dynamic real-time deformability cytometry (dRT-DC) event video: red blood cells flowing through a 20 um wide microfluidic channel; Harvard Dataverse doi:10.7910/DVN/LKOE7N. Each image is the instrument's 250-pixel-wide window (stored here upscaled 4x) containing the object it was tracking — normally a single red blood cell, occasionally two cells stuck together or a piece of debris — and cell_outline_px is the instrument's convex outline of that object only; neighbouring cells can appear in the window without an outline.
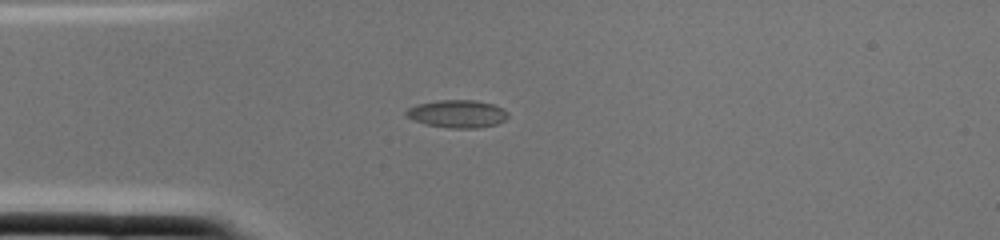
{"species": "common noctule bat (a hibernating species)", "species_latin": "Nyctalus noctula", "temperature_condition": "cold", "stored_images_in_passage": 1, "camera_frame_rate_fps": 3000, "um_per_image_px": 0.085, "animal": {"sex": "female", "body_mass_g": 22.0, "forearm_length_mm": 56.7}, "frame": {"image": 1, "passage_image": 1, "time_ms": 0.0, "image_size_px": [1000, 240], "cell_outline_px": [[508, 116], [504, 120], [496, 124], [476, 128], [448, 128], [424, 124], [404, 116], [404, 112], [408, 108], [416, 104], [436, 100], [476, 100], [492, 104], [508, 112]], "centroid_in_image_um": [38.81, 9.67], "position_along_channel_um": 46.2, "area_um2": 16.53}}